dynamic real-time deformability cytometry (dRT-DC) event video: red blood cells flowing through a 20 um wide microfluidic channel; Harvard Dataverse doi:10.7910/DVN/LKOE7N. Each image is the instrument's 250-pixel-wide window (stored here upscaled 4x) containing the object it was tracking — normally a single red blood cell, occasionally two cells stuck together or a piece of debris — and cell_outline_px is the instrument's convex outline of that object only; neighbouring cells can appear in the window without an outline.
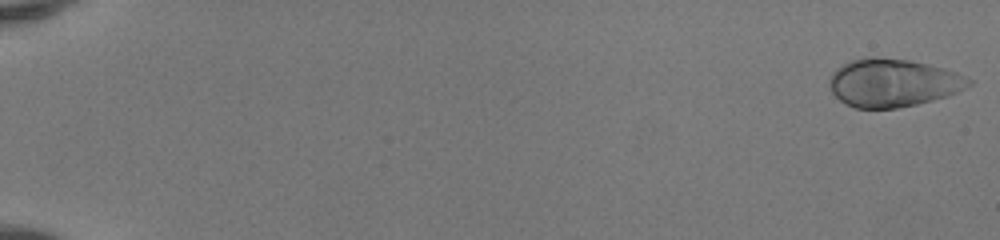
{"species": "human", "species_latin": "Homo sapiens", "temperature_condition": "room temperature", "stored_images_in_passage": 51, "camera_frame_rate_fps": 3000, "um_per_image_px": 0.085, "donor": {"sex": "female"}, "frame": {"image": 1, "passage_image": 1, "time_ms": 0.0, "image_size_px": [1000, 240], "cell_outline_px": [[972, 84], [948, 96], [916, 104], [896, 108], [856, 108], [844, 104], [832, 92], [828, 84], [828, 80], [832, 72], [840, 64], [852, 60], [872, 56], [876, 56], [908, 60], [928, 64], [944, 68], [956, 72], [972, 80]], "centroid_in_image_um": [75.86, 7.03], "position_along_channel_um": 9.1, "area_um2": 39.13}}
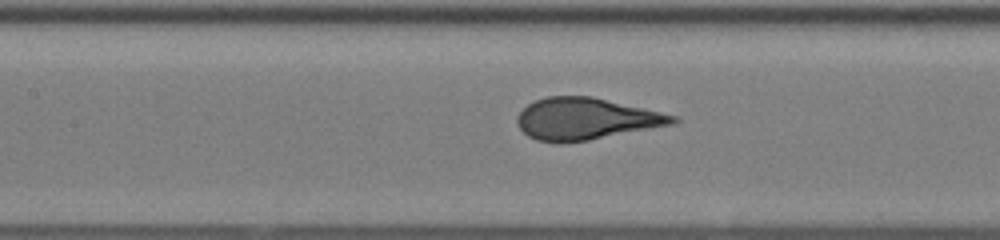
{"frame": {"image": 2, "passage_image": 26, "time_ms": 8.333, "image_size_px": [1000, 240], "cell_outline_px": [[680, 120], [676, 124], [588, 140], [560, 144], [556, 144], [536, 140], [528, 136], [520, 128], [516, 120], [516, 116], [528, 104], [536, 100], [548, 96], [592, 96], [660, 112], [676, 116]], "centroid_in_image_um": [49.79, 10.11], "position_along_channel_um": 157.6, "area_um2": 37.92}}
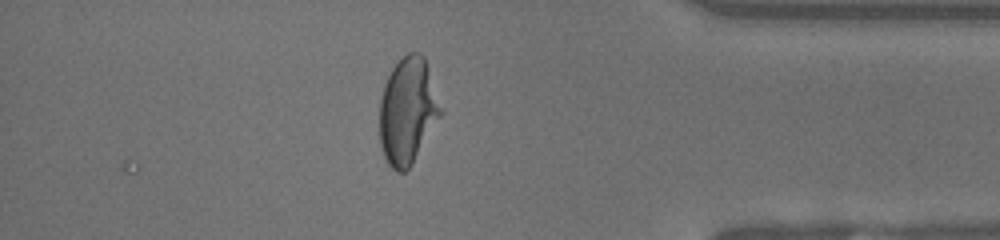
{"frame": {"image": 3, "passage_image": 45, "time_ms": 14.667, "image_size_px": [1000, 240], "cell_outline_px": [[444, 112], [412, 164], [404, 172], [396, 172], [388, 164], [384, 156], [380, 144], [380, 100], [384, 84], [392, 68], [408, 52], [420, 52], [424, 56]], "centroid_in_image_um": [34.67, 9.44], "position_along_channel_um": 400.5, "area_um2": 38.03}, "authors_computed_cell_mechanics": {"area_um2": 37.8012, "velocity_mm_per_s": 4.174, "shape_relaxation_time_tau1_ms": 5.0048, "shape_relaxation_time_tau2_ms": null, "deformation_change_tau1": 0.2214, "deformation_change_tau2": null}}